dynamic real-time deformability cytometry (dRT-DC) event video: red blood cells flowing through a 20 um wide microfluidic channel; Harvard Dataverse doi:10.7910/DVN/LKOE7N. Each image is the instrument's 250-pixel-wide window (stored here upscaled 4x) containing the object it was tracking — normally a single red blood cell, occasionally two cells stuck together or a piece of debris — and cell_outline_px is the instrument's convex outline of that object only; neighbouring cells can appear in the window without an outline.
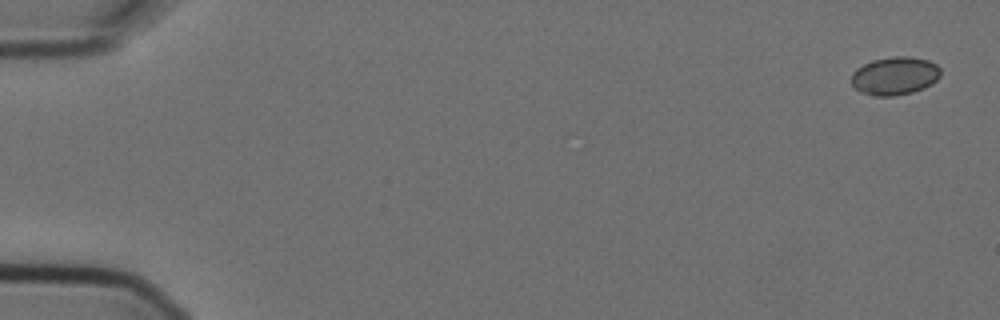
{"species": "Egyptian fruit bat (a non-hibernating species)", "species_latin": "Rousettus aegyptiacus", "temperature_condition": "cold", "stored_images_in_passage": 8, "camera_frame_rate_fps": 3000, "um_per_image_px": 0.085, "animal": {"sex": "female"}, "frame": {"image": 1, "passage_image": 1, "time_ms": 0.0, "image_size_px": [1000, 320], "cell_outline_px": [[940, 76], [932, 84], [924, 88], [912, 92], [892, 96], [872, 96], [860, 92], [852, 84], [852, 72], [856, 68], [872, 60], [892, 56], [908, 56], [928, 60], [936, 64], [940, 68]], "centroid_in_image_um": [76.05, 6.44], "position_along_channel_um": 8.9, "area_um2": 19.94}}
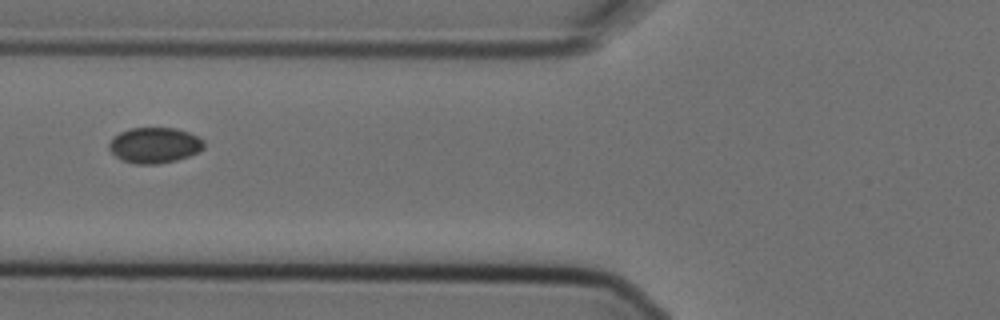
{"frame": {"image": 2, "passage_image": 7, "time_ms": 2.0, "image_size_px": [1000, 320], "cell_outline_px": [[204, 148], [188, 156], [176, 160], [156, 164], [136, 164], [124, 160], [116, 156], [108, 148], [108, 144], [112, 136], [120, 132], [132, 128], [176, 128], [188, 132], [204, 140]], "centroid_in_image_um": [13.11, 12.33], "position_along_channel_um": 112.7, "area_um2": 19.59}}
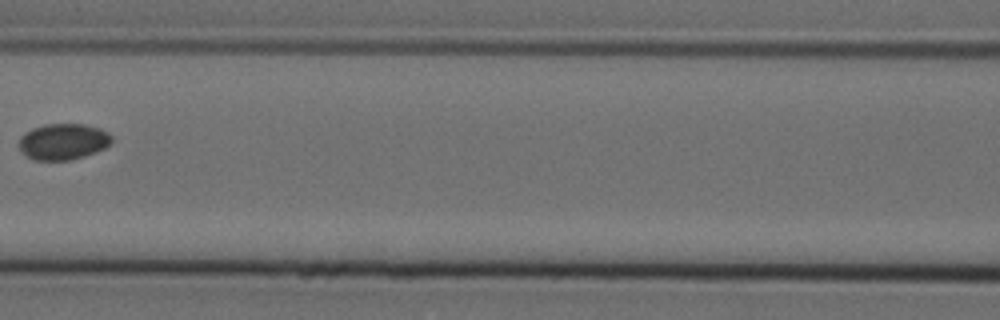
{"frame": {"image": 3, "passage_image": 8, "time_ms": 2.333, "image_size_px": [1000, 320], "cell_outline_px": [[112, 144], [96, 152], [72, 160], [32, 160], [20, 148], [20, 136], [32, 128], [44, 124], [84, 124], [100, 128], [108, 132], [112, 136]], "centroid_in_image_um": [5.41, 12.03], "position_along_channel_um": 161.2, "area_um2": 19.59}}